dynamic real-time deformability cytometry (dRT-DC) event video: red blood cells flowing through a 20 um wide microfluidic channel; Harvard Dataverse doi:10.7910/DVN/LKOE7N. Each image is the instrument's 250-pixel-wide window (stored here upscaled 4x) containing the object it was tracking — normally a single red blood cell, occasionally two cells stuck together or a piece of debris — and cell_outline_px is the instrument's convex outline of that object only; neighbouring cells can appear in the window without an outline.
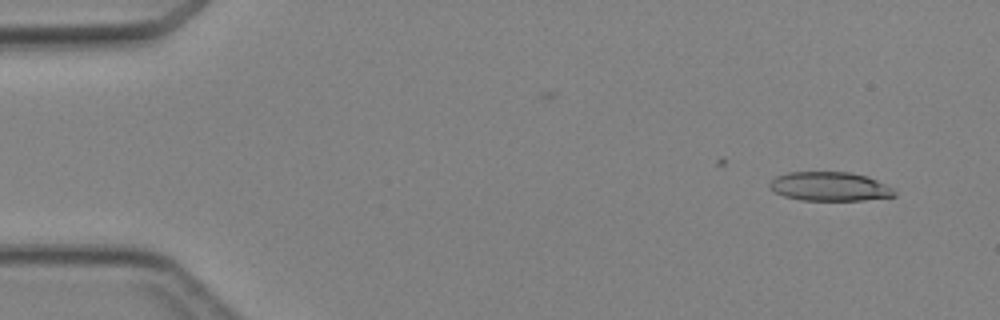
{"species": "Egyptian fruit bat (a non-hibernating species)", "species_latin": "Rousettus aegyptiacus", "temperature_condition": "cold", "stored_images_in_passage": 5, "camera_frame_rate_fps": 3000, "um_per_image_px": 0.085, "animal": {"sex": "female"}, "frame": {"image": 1, "passage_image": 1, "time_ms": 0.0, "image_size_px": [1000, 320], "cell_outline_px": [[896, 196], [864, 200], [800, 200], [784, 196], [776, 192], [768, 184], [776, 176], [788, 172], [848, 172], [868, 176], [892, 188], [896, 192]], "centroid_in_image_um": [70.53, 15.85], "position_along_channel_um": 14.5, "area_um2": 20.98}}
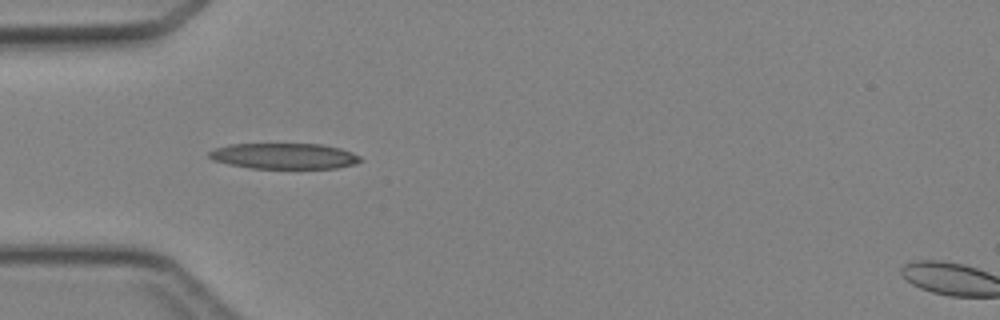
{"frame": {"image": 2, "passage_image": 4, "time_ms": 3.667, "image_size_px": [1000, 320], "cell_outline_px": [[364, 160], [356, 164], [336, 168], [252, 168], [228, 164], [212, 160], [208, 156], [208, 152], [216, 148], [228, 144], [320, 144], [340, 148], [352, 152], [360, 156]], "centroid_in_image_um": [24.17, 13.26], "position_along_channel_um": 60.8, "area_um2": 22.77}}
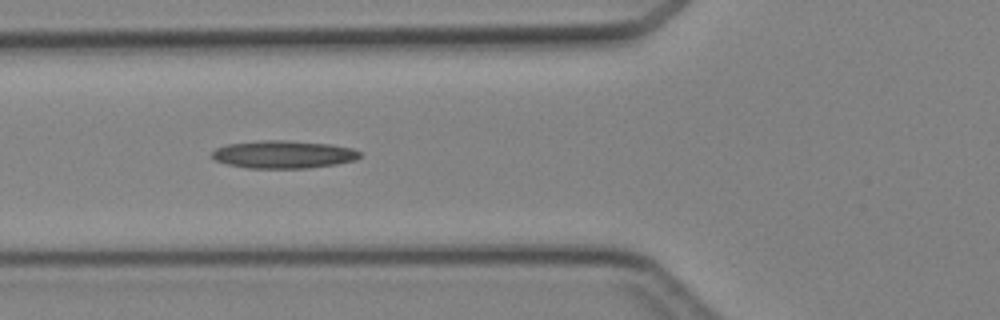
{"frame": {"image": 3, "passage_image": 5, "time_ms": 4.667, "image_size_px": [1000, 320], "cell_outline_px": [[360, 156], [356, 160], [336, 164], [308, 168], [244, 168], [228, 164], [216, 160], [212, 156], [212, 152], [216, 148], [228, 144], [264, 140], [284, 140], [328, 144], [352, 148], [360, 152]], "centroid_in_image_um": [24.09, 13.13], "position_along_channel_um": 101.7, "area_um2": 23.76}}